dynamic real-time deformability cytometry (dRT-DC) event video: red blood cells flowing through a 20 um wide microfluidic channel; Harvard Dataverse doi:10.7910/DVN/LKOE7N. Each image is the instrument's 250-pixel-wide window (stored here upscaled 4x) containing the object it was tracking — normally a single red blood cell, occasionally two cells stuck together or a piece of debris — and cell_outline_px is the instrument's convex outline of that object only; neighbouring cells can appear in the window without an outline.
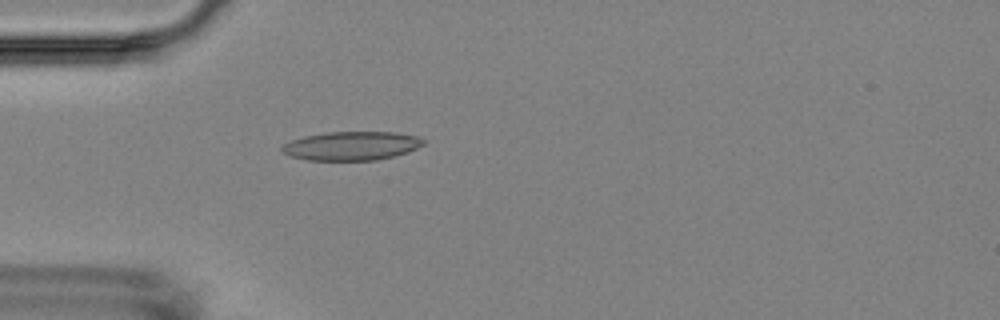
{"species": "Egyptian fruit bat (a non-hibernating species)", "species_latin": "Rousettus aegyptiacus", "temperature_condition": "room temperature", "stored_images_in_passage": 4, "camera_frame_rate_fps": 3000, "um_per_image_px": 0.085, "animal": {"sex": "female"}, "frame": {"image": 1, "passage_image": 4, "time_ms": 4.333, "image_size_px": [1000, 320], "cell_outline_px": [[424, 144], [408, 152], [376, 160], [308, 160], [288, 156], [280, 148], [284, 144], [292, 140], [304, 136], [328, 132], [396, 132], [416, 136], [424, 140]], "centroid_in_image_um": [29.86, 12.4], "position_along_channel_um": 55.1, "area_um2": 23.58}}